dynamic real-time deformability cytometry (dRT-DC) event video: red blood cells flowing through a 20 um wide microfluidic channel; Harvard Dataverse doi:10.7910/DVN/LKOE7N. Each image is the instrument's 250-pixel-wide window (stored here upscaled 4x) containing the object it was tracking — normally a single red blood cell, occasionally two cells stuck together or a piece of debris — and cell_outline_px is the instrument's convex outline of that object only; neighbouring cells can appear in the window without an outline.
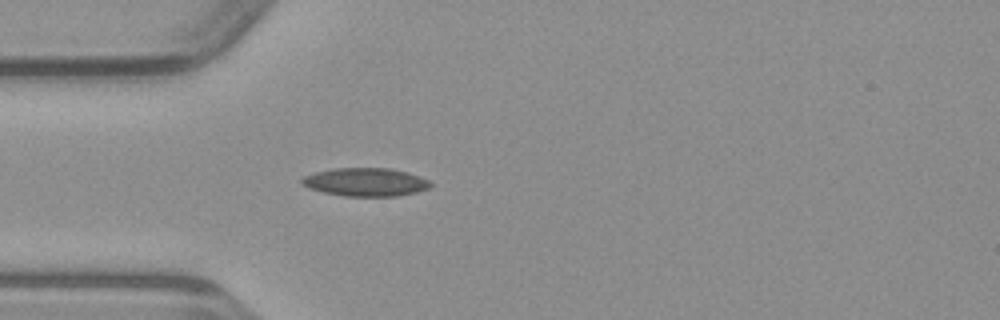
{"species": "common noctule bat (a hibernating species)", "species_latin": "Nyctalus noctula", "temperature_condition": "warm", "stored_images_in_passage": 36, "camera_frame_rate_fps": 3000, "um_per_image_px": 0.085, "animal": {"sex": "male", "body_mass_g": 23.1, "forearm_length_mm": 52.7}, "frame": {"image": 1, "passage_image": 1, "time_ms": 0.0, "image_size_px": [1000, 320], "cell_outline_px": [[432, 184], [428, 188], [416, 192], [396, 196], [344, 196], [324, 192], [308, 188], [300, 184], [300, 180], [304, 176], [316, 172], [332, 168], [388, 168], [408, 172], [420, 176], [428, 180]], "centroid_in_image_um": [31.05, 15.47], "position_along_channel_um": 54.0, "area_um2": 21.21}}
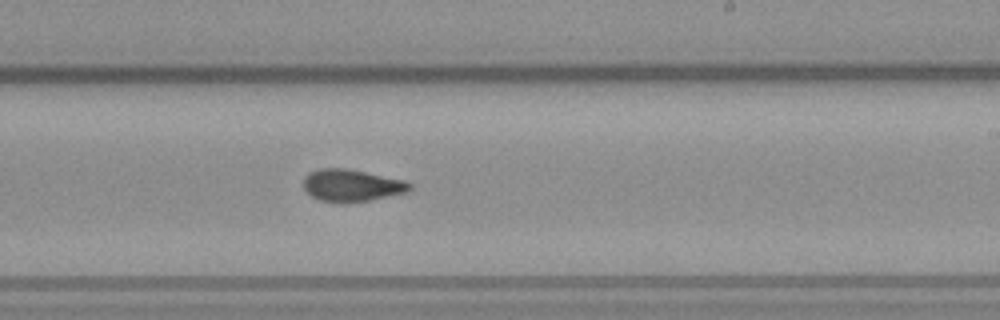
{"frame": {"image": 2, "passage_image": 16, "time_ms": 5.0, "image_size_px": [1000, 320], "cell_outline_px": [[412, 188], [408, 192], [368, 200], [344, 204], [320, 200], [312, 196], [304, 188], [304, 176], [308, 172], [320, 168], [348, 168], [404, 180], [412, 184]], "centroid_in_image_um": [29.88, 15.76], "position_along_channel_um": 259.1, "area_um2": 20.06}}
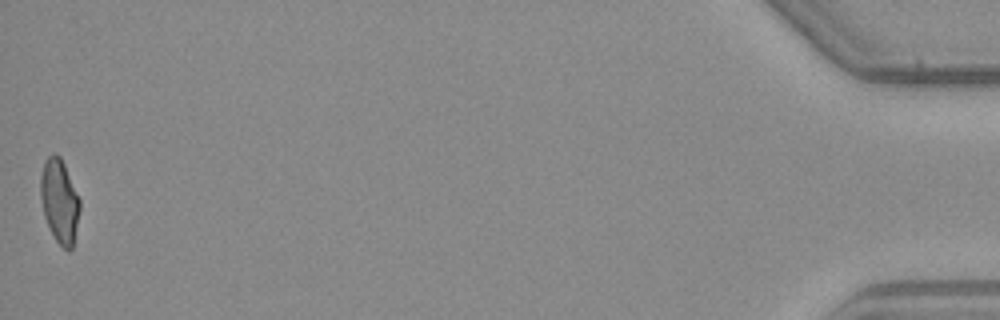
{"frame": {"image": 3, "passage_image": 36, "time_ms": 11.667, "image_size_px": [1000, 320], "cell_outline_px": [[80, 208], [72, 248], [68, 252], [56, 240], [44, 216], [40, 196], [40, 176], [44, 160], [52, 152], [56, 152], [60, 156], [64, 164], [80, 200]], "centroid_in_image_um": [5.04, 17.04], "position_along_channel_um": 430.2, "area_um2": 19.07}}